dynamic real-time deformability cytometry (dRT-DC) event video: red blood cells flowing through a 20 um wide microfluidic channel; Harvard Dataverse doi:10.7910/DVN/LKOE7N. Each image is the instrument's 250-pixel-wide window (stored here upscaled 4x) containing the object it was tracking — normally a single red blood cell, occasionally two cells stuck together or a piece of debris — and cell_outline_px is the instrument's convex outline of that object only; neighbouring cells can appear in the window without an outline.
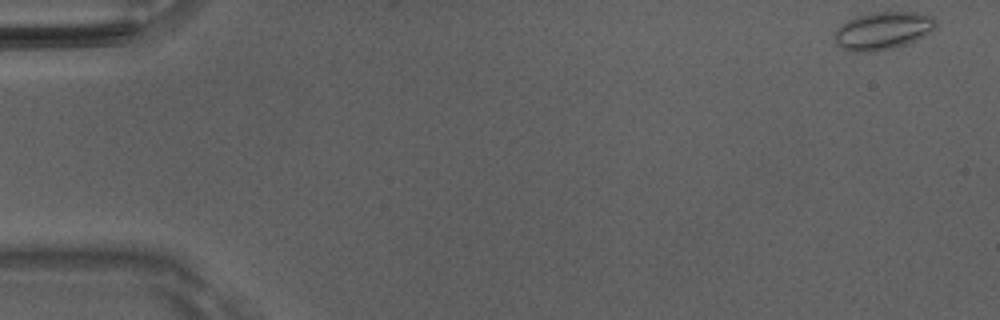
{"species": "Egyptian fruit bat (a non-hibernating species)", "species_latin": "Rousettus aegyptiacus", "temperature_condition": "room temperature", "stored_images_in_passage": 3, "camera_frame_rate_fps": 3000, "um_per_image_px": 0.085, "animal": {"sex": "male"}, "frame": {"image": 1, "passage_image": 1, "time_ms": 0.0, "image_size_px": [1000, 320], "cell_outline_px": [[936, 28], [932, 32], [916, 40], [892, 48], [872, 52], [852, 52], [836, 44], [836, 28], [848, 20], [856, 16], [872, 12], [920, 12], [932, 16], [936, 20]], "centroid_in_image_um": [75.08, 2.6], "position_along_channel_um": 9.9, "area_um2": 22.31}}